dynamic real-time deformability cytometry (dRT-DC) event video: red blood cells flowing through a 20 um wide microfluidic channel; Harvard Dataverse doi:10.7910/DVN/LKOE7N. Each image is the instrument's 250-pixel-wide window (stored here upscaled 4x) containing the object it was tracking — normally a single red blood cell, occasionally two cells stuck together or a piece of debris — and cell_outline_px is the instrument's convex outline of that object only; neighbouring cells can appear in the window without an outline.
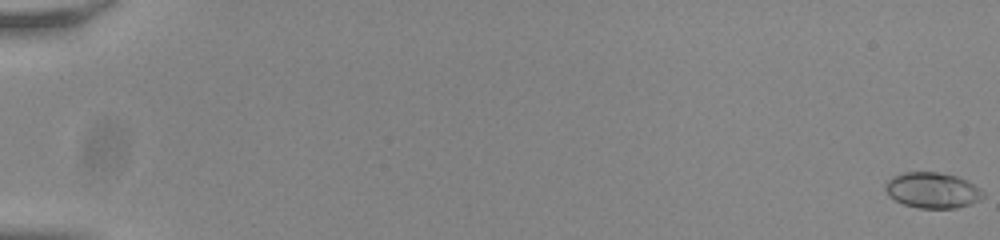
{"species": "common noctule bat (a hibernating species)", "species_latin": "Nyctalus noctula", "temperature_condition": "room temperature", "stored_images_in_passage": 57, "camera_frame_rate_fps": 3000, "um_per_image_px": 0.085, "animal": {"sex": "male", "body_mass_g": 20.0, "forearm_length_mm": 53.3}, "frame": {"image": 1, "passage_image": 1, "time_ms": 0.0, "image_size_px": [1000, 240], "cell_outline_px": [[984, 196], [980, 200], [972, 204], [956, 208], [916, 208], [904, 204], [888, 196], [884, 188], [884, 184], [892, 176], [904, 172], [936, 172], [956, 176], [968, 180], [980, 188], [984, 192]], "centroid_in_image_um": [79.26, 16.17], "position_along_channel_um": 5.7, "area_um2": 20.58}}
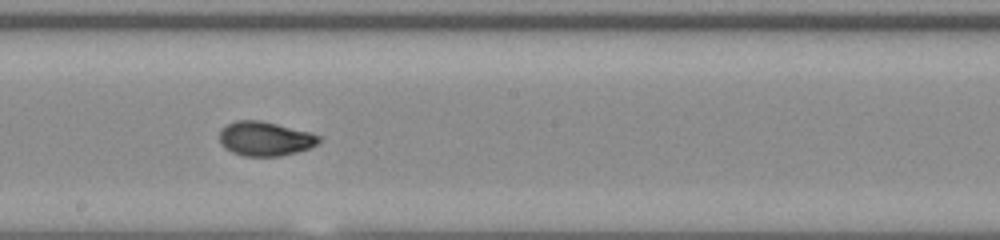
{"frame": {"image": 2, "passage_image": 34, "time_ms": 11.0, "image_size_px": [1000, 240], "cell_outline_px": [[320, 140], [316, 144], [308, 148], [296, 152], [280, 156], [244, 156], [232, 152], [224, 148], [220, 144], [220, 132], [228, 124], [236, 120], [260, 120], [308, 132], [320, 136]], "centroid_in_image_um": [22.5, 11.8], "position_along_channel_um": 225.7, "area_um2": 19.59}}
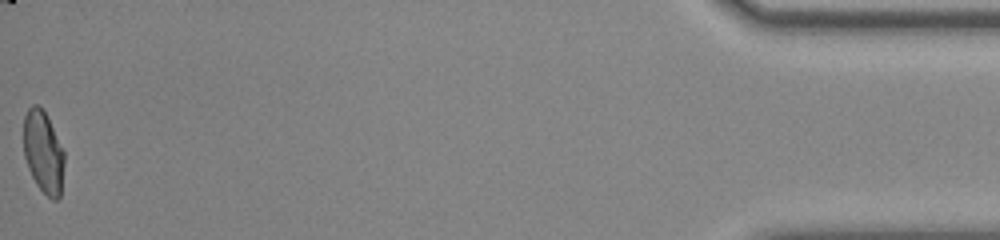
{"frame": {"image": 3, "passage_image": 57, "time_ms": 18.667, "image_size_px": [1000, 240], "cell_outline_px": [[64, 164], [60, 196], [56, 200], [52, 200], [36, 184], [28, 168], [24, 156], [24, 116], [28, 108], [32, 104], [36, 104], [44, 112], [64, 152]], "centroid_in_image_um": [3.67, 12.95], "position_along_channel_um": 431.5, "area_um2": 19.13}, "authors_computed_cell_mechanics": {"area_um2": 19.7676, "velocity_mm_per_s": 3.8095, "shape_relaxation_time_tau1_ms": 4.062, "shape_relaxation_time_tau2_ms": 1.0723, "deformation_change_tau1": 0.1691, "deformation_change_tau2": 0.0419}}